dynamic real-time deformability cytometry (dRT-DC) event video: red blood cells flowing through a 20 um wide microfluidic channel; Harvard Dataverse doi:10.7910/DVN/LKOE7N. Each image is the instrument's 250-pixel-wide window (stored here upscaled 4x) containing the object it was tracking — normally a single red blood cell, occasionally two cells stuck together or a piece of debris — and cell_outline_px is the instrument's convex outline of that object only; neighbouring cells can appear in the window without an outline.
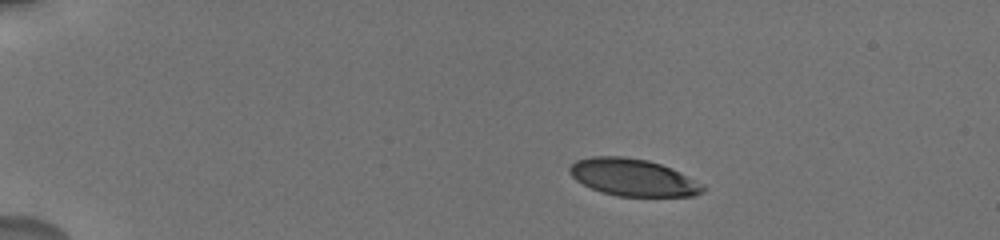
{"species": "human", "species_latin": "Homo sapiens", "temperature_condition": "cold", "stored_images_in_passage": 42, "camera_frame_rate_fps": 3000, "um_per_image_px": 0.085, "donor": {"sex": "male"}, "frame": {"image": 1, "passage_image": 1, "time_ms": 0.0, "image_size_px": [1000, 240], "cell_outline_px": [[704, 192], [692, 196], [616, 196], [592, 188], [576, 180], [568, 172], [568, 168], [576, 160], [592, 156], [624, 156], [648, 160], [672, 168], [704, 184]], "centroid_in_image_um": [53.81, 15.07], "position_along_channel_um": 31.2, "area_um2": 28.84}}
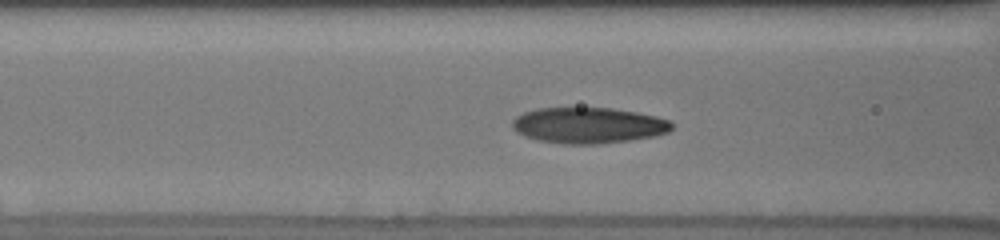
{"frame": {"image": 2, "passage_image": 17, "time_ms": 4.667, "image_size_px": [1000, 240], "cell_outline_px": [[672, 128], [668, 132], [652, 136], [628, 140], [596, 144], [564, 144], [536, 140], [524, 136], [516, 132], [512, 128], [512, 120], [516, 116], [524, 112], [536, 108], [612, 108], [636, 112], [656, 116], [668, 120], [672, 124]], "centroid_in_image_um": [49.96, 10.65], "position_along_channel_um": 116.6, "area_um2": 33.35}}
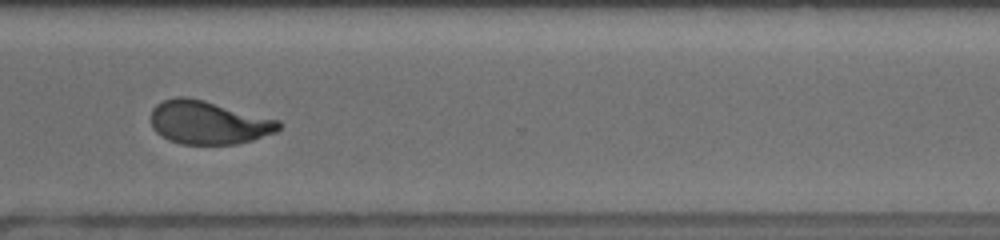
{"frame": {"image": 3, "passage_image": 34, "time_ms": 11.0, "image_size_px": [1000, 240], "cell_outline_px": [[284, 124], [276, 132], [252, 140], [236, 144], [180, 144], [168, 140], [156, 132], [152, 128], [152, 108], [156, 104], [164, 100], [176, 96], [188, 96], [204, 100], [280, 120]], "centroid_in_image_um": [17.72, 10.41], "position_along_channel_um": 352.9, "area_um2": 32.48}, "authors_computed_cell_mechanics": {"area_um2": 32.1657, "velocity_mm_per_s": 3.7298, "shape_relaxation_time_tau1_ms": 3.7162, "shape_relaxation_time_tau2_ms": 1.2569, "deformation_change_tau1": 0.1616, "deformation_change_tau2": 0.0678}}